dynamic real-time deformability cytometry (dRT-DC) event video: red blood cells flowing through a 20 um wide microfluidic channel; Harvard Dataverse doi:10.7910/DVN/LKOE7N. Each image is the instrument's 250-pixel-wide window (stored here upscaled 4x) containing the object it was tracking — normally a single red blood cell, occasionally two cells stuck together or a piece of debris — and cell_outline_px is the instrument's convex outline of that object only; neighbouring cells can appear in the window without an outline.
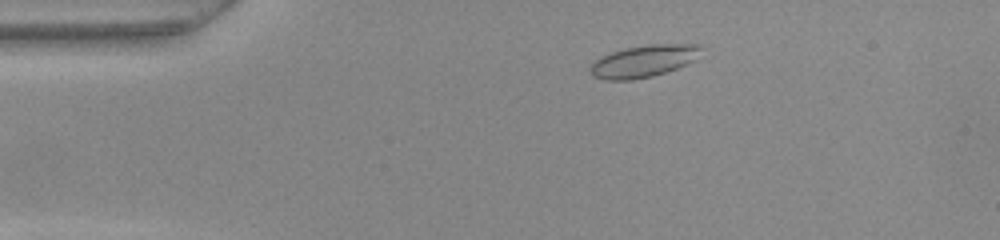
{"species": "common noctule bat (a hibernating species)", "species_latin": "Nyctalus noctula", "temperature_condition": "warm", "stored_images_in_passage": 48, "camera_frame_rate_fps": 3000, "um_per_image_px": 0.085, "animal": {"sex": "female", "body_mass_g": 22.0, "forearm_length_mm": 56.7}, "frame": {"image": 1, "passage_image": 6, "time_ms": 1.667, "image_size_px": [1000, 240], "cell_outline_px": [[704, 44], [692, 60], [676, 68], [652, 76], [632, 80], [604, 80], [592, 76], [588, 68], [600, 56], [624, 48], [648, 44]], "centroid_in_image_um": [54.63, 5.19], "position_along_channel_um": 30.4, "area_um2": 20.52}}
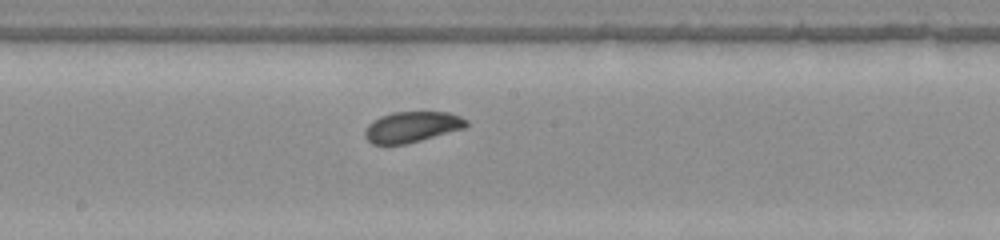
{"frame": {"image": 2, "passage_image": 24, "time_ms": 7.667, "image_size_px": [1000, 240], "cell_outline_px": [[468, 124], [464, 128], [420, 140], [404, 144], [372, 144], [364, 136], [364, 132], [368, 124], [372, 120], [380, 116], [392, 112], [448, 112], [460, 116], [468, 120]], "centroid_in_image_um": [34.99, 10.77], "position_along_channel_um": 213.2, "area_um2": 18.09}}
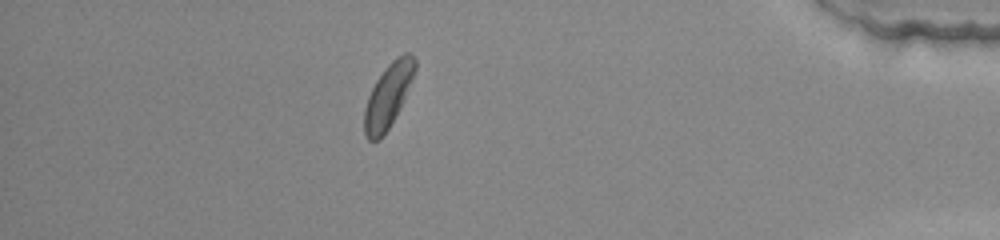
{"frame": {"image": 3, "passage_image": 42, "time_ms": 13.667, "image_size_px": [1000, 240], "cell_outline_px": [[416, 68], [400, 108], [396, 116], [380, 140], [368, 140], [364, 132], [364, 108], [368, 96], [376, 80], [384, 68], [396, 56], [404, 52], [412, 52], [416, 60]], "centroid_in_image_um": [32.99, 8.1], "position_along_channel_um": 402.2, "area_um2": 18.84}, "authors_computed_cell_mechanics": {"area_um2": 18.6694, "velocity_mm_per_s": 3.9064, "shape_relaxation_time_tau1_ms": 3.3748, "shape_relaxation_time_tau2_ms": null, "deformation_change_tau1": 0.0659, "deformation_change_tau2": null}}